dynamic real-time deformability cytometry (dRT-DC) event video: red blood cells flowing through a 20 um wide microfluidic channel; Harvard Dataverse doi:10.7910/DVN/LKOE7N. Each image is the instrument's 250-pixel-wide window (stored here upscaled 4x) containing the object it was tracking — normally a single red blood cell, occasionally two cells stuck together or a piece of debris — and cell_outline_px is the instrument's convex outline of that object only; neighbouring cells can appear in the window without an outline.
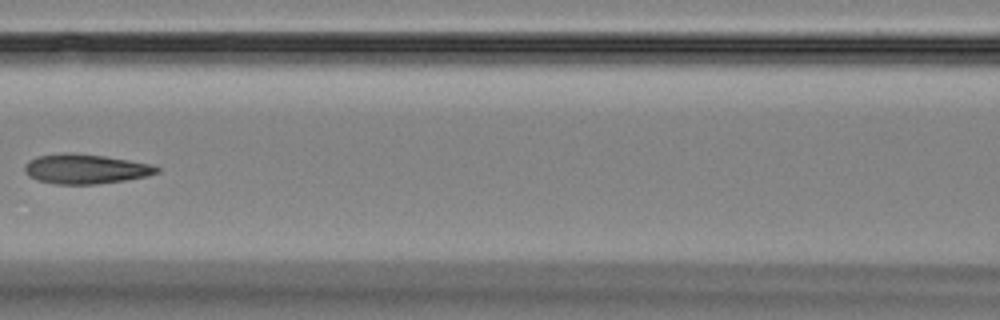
{"species": "Egyptian fruit bat (a non-hibernating species)", "species_latin": "Rousettus aegyptiacus", "temperature_condition": "room temperature", "stored_images_in_passage": 10, "camera_frame_rate_fps": 3000, "um_per_image_px": 0.085, "animal": {"sex": "female"}, "frame": {"image": 1, "passage_image": 6, "time_ms": 7.0, "image_size_px": [1000, 320], "cell_outline_px": [[160, 172], [144, 176], [124, 180], [96, 184], [56, 184], [36, 180], [28, 176], [24, 172], [24, 168], [28, 160], [36, 156], [64, 152], [72, 152], [104, 156], [152, 164], [160, 168]], "centroid_in_image_um": [7.22, 14.35], "position_along_channel_um": 159.4, "area_um2": 22.95}}
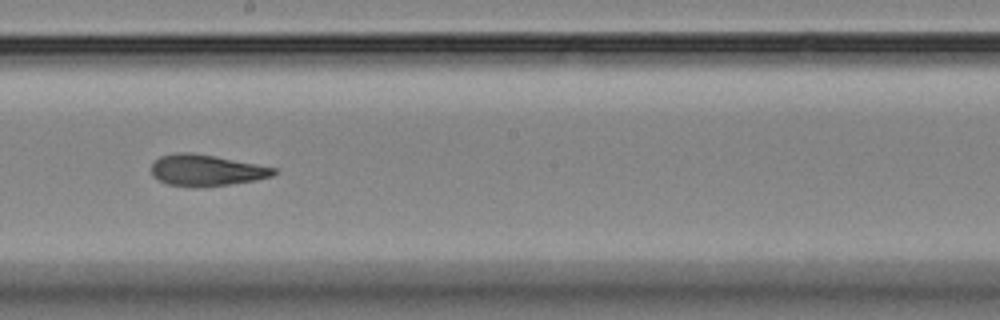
{"frame": {"image": 2, "passage_image": 8, "time_ms": 9.0, "image_size_px": [1000, 320], "cell_outline_px": [[276, 172], [272, 176], [256, 180], [228, 184], [196, 188], [192, 188], [168, 184], [156, 180], [152, 176], [152, 164], [160, 156], [176, 152], [192, 152], [256, 164], [276, 168]], "centroid_in_image_um": [17.48, 14.48], "position_along_channel_um": 230.7, "area_um2": 22.37}}
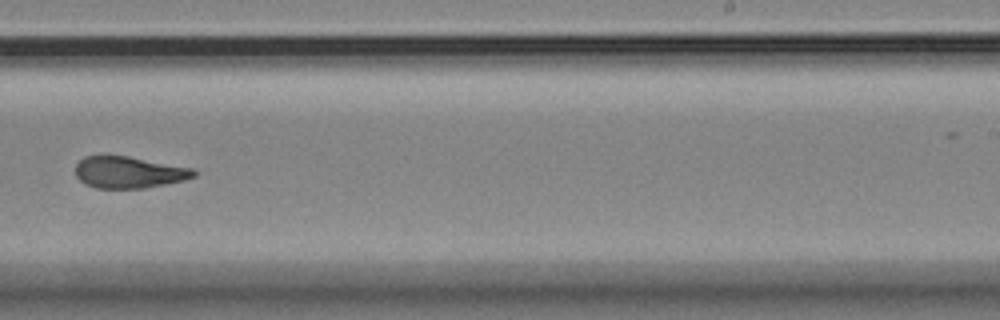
{"frame": {"image": 3, "passage_image": 9, "time_ms": 10.333, "image_size_px": [1000, 320], "cell_outline_px": [[196, 176], [184, 180], [144, 188], [96, 188], [84, 184], [76, 176], [76, 164], [84, 156], [128, 156], [196, 168]], "centroid_in_image_um": [10.98, 14.64], "position_along_channel_um": 278.0, "area_um2": 21.91}}